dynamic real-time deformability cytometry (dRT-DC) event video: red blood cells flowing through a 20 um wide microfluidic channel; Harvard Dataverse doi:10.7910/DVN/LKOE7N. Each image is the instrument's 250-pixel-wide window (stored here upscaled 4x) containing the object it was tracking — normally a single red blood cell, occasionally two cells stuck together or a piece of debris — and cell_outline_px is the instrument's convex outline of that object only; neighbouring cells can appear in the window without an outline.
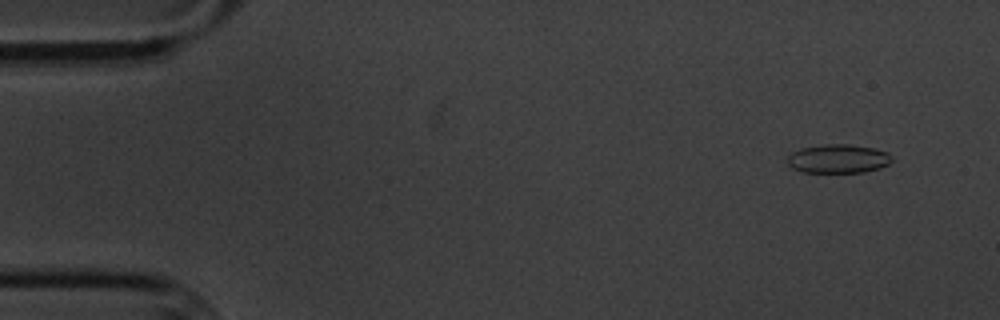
{"species": "common noctule bat (a hibernating species)", "species_latin": "Nyctalus noctula", "temperature_condition": "cold", "stored_images_in_passage": 4, "camera_frame_rate_fps": 3000, "um_per_image_px": 0.085, "animal": {"sex": "male", "body_mass_g": 20.1, "forearm_length_mm": 53.5}, "frame": {"image": 1, "passage_image": 2, "time_ms": 1.333, "image_size_px": [1000, 320], "cell_outline_px": [[892, 160], [888, 164], [880, 168], [864, 172], [804, 172], [792, 168], [788, 164], [788, 156], [792, 152], [800, 148], [820, 144], [848, 144], [872, 148], [888, 152], [892, 156]], "centroid_in_image_um": [71.24, 13.48], "position_along_channel_um": 13.8, "area_um2": 17.57}}